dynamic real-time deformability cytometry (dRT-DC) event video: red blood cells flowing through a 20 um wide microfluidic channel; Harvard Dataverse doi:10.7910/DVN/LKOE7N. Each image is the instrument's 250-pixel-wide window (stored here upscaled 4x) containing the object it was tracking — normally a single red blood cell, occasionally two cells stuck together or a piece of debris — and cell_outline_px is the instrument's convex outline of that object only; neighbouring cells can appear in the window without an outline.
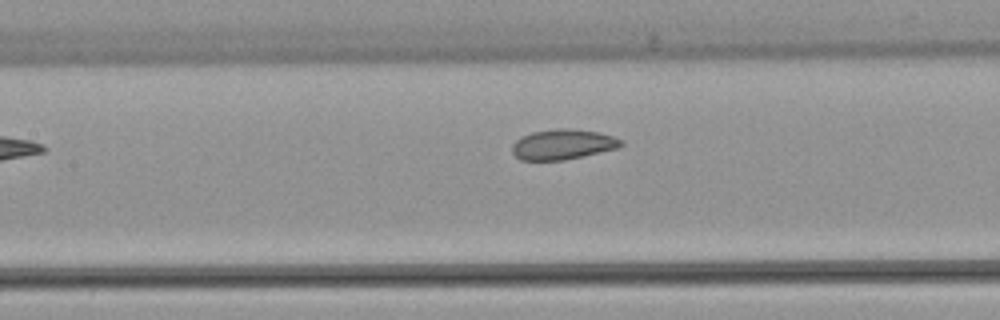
{"species": "common noctule bat (a hibernating species)", "species_latin": "Nyctalus noctula", "temperature_condition": "warm", "stored_images_in_passage": 6, "camera_frame_rate_fps": 3000, "um_per_image_px": 0.085, "animal": {"sex": "female", "body_mass_g": 22.7, "forearm_length_mm": 54.2}, "frame": {"image": 1, "passage_image": 5, "time_ms": 5.0, "image_size_px": [1000, 320], "cell_outline_px": [[624, 144], [616, 148], [564, 160], [520, 160], [512, 152], [512, 144], [520, 136], [532, 132], [556, 128], [568, 128], [596, 132], [612, 136], [624, 140]], "centroid_in_image_um": [47.8, 12.26], "position_along_channel_um": 159.6, "area_um2": 19.07}}
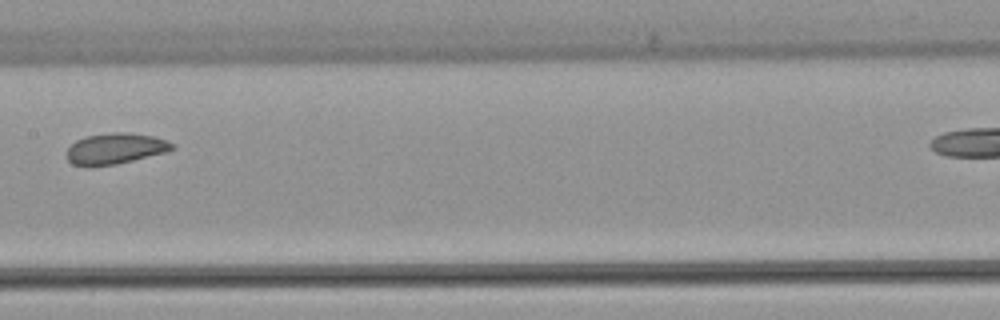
{"frame": {"image": 2, "passage_image": 6, "time_ms": 6.0, "image_size_px": [1000, 320], "cell_outline_px": [[176, 148], [168, 152], [116, 164], [92, 168], [88, 168], [72, 164], [68, 160], [68, 148], [76, 140], [84, 136], [112, 132], [128, 132], [152, 136], [176, 144]], "centroid_in_image_um": [9.8, 12.65], "position_along_channel_um": 197.6, "area_um2": 19.36}}